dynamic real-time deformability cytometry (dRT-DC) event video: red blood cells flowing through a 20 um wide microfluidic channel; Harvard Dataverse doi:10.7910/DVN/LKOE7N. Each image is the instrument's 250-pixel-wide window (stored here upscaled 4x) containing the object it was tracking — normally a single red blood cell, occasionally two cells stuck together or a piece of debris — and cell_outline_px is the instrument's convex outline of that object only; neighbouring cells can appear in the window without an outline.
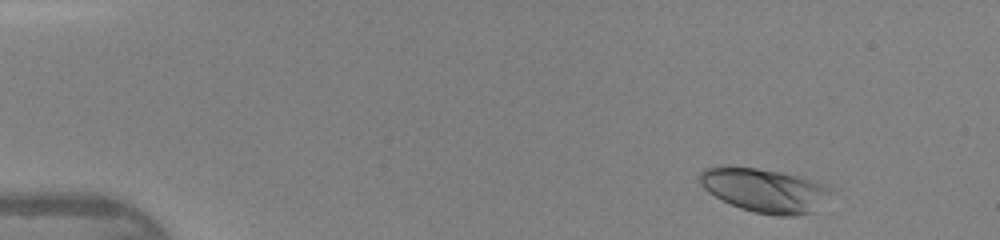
{"species": "human", "species_latin": "Homo sapiens", "temperature_condition": "warm", "stored_images_in_passage": 45, "camera_frame_rate_fps": 3000, "um_per_image_px": 0.085, "donor": {"sex": "female"}, "frame": {"image": 1, "passage_image": 3, "time_ms": 0.667, "image_size_px": [1000, 240], "cell_outline_px": [[828, 192], [812, 212], [796, 216], [776, 216], [756, 212], [740, 208], [708, 192], [700, 184], [700, 172], [704, 168], [756, 168], [784, 172], [812, 180], [824, 184], [828, 188]], "centroid_in_image_um": [64.96, 16.18], "position_along_channel_um": 20.0, "area_um2": 32.43}}
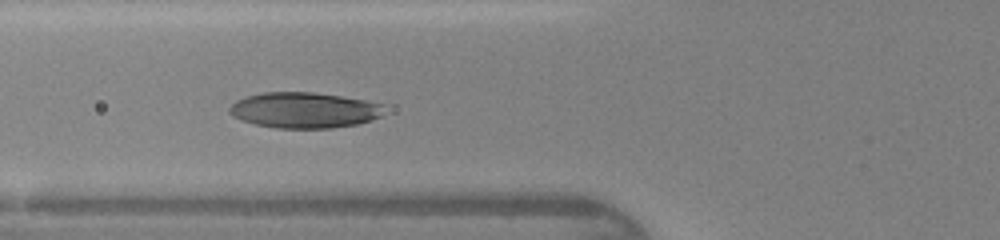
{"frame": {"image": 2, "passage_image": 16, "time_ms": 5.0, "image_size_px": [1000, 240], "cell_outline_px": [[384, 104], [380, 116], [372, 120], [356, 124], [332, 128], [276, 128], [256, 124], [232, 116], [228, 112], [228, 108], [236, 100], [248, 96], [264, 92], [312, 92], [340, 96], [364, 100]], "centroid_in_image_um": [25.84, 9.36], "position_along_channel_um": 100.0, "area_um2": 32.02}}
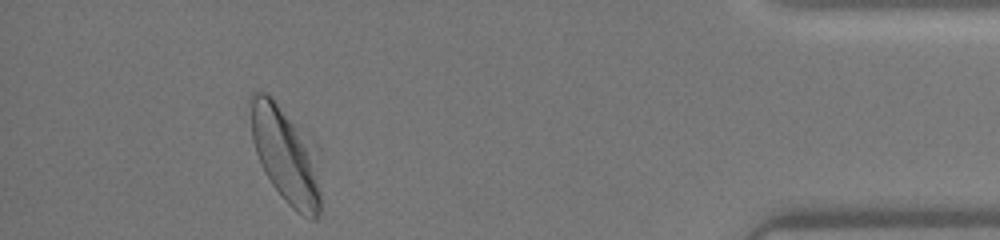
{"frame": {"image": 3, "passage_image": 41, "time_ms": 13.333, "image_size_px": [1000, 240], "cell_outline_px": [[320, 212], [316, 220], [312, 220], [296, 212], [284, 200], [272, 184], [260, 164], [252, 140], [248, 100], [252, 92], [256, 88], [272, 96], [296, 128], [308, 156], [316, 176], [320, 196]], "centroid_in_image_um": [24.09, 13.19], "position_along_channel_um": 411.1, "area_um2": 36.7}, "authors_computed_cell_mechanics": {"area_um2": 32.8304, "velocity_mm_per_s": 4.311, "shape_relaxation_time_tau1_ms": 2.044, "shape_relaxation_time_tau2_ms": null, "deformation_change_tau1": 0.1109, "deformation_change_tau2": null}}